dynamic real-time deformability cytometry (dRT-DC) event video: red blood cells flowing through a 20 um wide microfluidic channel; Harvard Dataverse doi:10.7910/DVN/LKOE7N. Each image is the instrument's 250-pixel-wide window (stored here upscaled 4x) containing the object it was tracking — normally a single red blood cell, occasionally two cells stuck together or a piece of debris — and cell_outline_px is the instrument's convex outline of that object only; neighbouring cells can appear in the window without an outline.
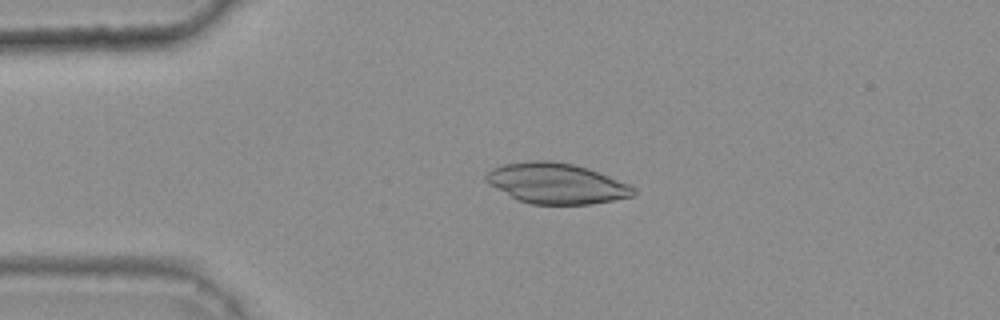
{"species": "common noctule bat (a hibernating species)", "species_latin": "Nyctalus noctula", "temperature_condition": "warm", "stored_images_in_passage": 44, "camera_frame_rate_fps": 3000, "um_per_image_px": 0.085, "animal": {"sex": "female", "body_mass_g": 25.1}, "frame": {"image": 1, "passage_image": 11, "time_ms": 3.333, "image_size_px": [1000, 320], "cell_outline_px": [[636, 192], [632, 196], [612, 200], [588, 204], [532, 204], [516, 200], [488, 184], [484, 180], [484, 176], [492, 168], [504, 164], [528, 160], [548, 160], [572, 164], [588, 168], [628, 184], [636, 188]], "centroid_in_image_um": [47.24, 15.58], "position_along_channel_um": 37.8, "area_um2": 34.8}}
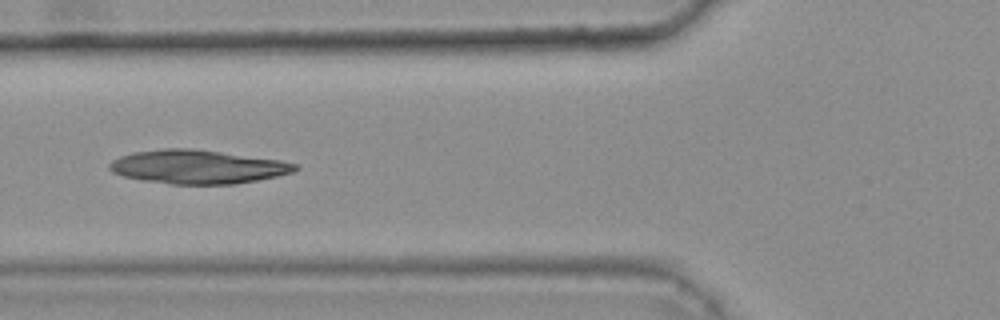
{"frame": {"image": 2, "passage_image": 19, "time_ms": 6.0, "image_size_px": [1000, 320], "cell_outline_px": [[300, 168], [292, 172], [276, 176], [236, 184], [172, 184], [144, 180], [124, 176], [112, 172], [108, 168], [108, 164], [112, 160], [120, 156], [132, 152], [164, 148], [192, 148], [280, 160], [296, 164]], "centroid_in_image_um": [16.77, 14.17], "position_along_channel_um": 109.0, "area_um2": 36.36}}
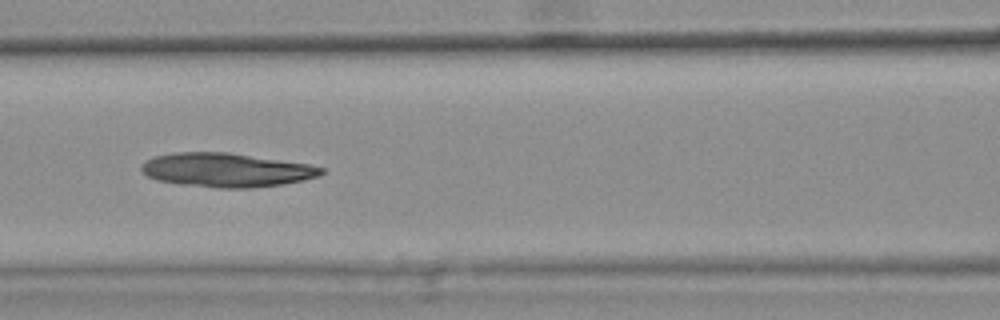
{"frame": {"image": 3, "passage_image": 22, "time_ms": 7.0, "image_size_px": [1000, 320], "cell_outline_px": [[324, 172], [320, 176], [304, 180], [284, 184], [248, 188], [216, 188], [180, 184], [156, 180], [148, 176], [140, 168], [152, 156], [172, 152], [228, 152], [308, 164], [324, 168]], "centroid_in_image_um": [19.24, 14.45], "position_along_channel_um": 147.4, "area_um2": 35.6}}